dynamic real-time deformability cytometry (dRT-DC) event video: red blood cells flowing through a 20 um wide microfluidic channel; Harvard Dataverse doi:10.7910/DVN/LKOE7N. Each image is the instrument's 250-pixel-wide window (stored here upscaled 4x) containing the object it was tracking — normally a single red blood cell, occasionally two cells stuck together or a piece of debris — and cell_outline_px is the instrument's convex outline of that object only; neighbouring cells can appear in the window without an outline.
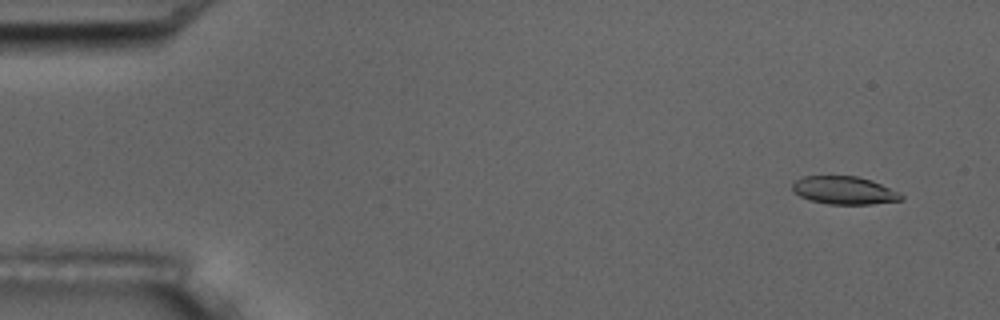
{"species": "common noctule bat (a hibernating species)", "species_latin": "Nyctalus noctula", "temperature_condition": "room temperature", "stored_images_in_passage": 5, "camera_frame_rate_fps": 3000, "um_per_image_px": 0.085, "animal": {"sex": "male", "body_mass_g": 17.5, "forearm_length_mm": 52.3}, "frame": {"image": 1, "passage_image": 1, "time_ms": 0.0, "image_size_px": [1000, 320], "cell_outline_px": [[904, 200], [872, 204], [828, 204], [812, 200], [800, 196], [792, 192], [792, 184], [796, 180], [804, 176], [856, 176], [872, 180], [900, 192], [904, 196]], "centroid_in_image_um": [71.79, 16.18], "position_along_channel_um": 13.2, "area_um2": 17.8}}